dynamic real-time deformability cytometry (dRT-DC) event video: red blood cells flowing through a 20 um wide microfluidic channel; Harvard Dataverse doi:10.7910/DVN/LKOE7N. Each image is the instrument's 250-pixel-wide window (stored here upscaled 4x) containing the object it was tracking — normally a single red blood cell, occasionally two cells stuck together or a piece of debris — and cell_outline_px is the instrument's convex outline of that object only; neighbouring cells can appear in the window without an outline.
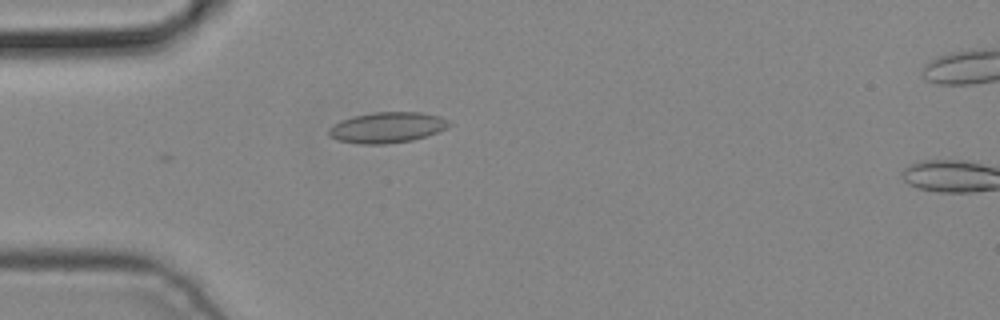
{"species": "common noctule bat (a hibernating species)", "species_latin": "Nyctalus noctula", "temperature_condition": "cold", "stored_images_in_passage": 4, "camera_frame_rate_fps": 3000, "um_per_image_px": 0.085, "animal": {"sex": "male", "body_mass_g": 19.2, "forearm_length_mm": 51.8}, "frame": {"image": 1, "passage_image": 3, "time_ms": 0.667, "image_size_px": [1000, 320], "cell_outline_px": [[452, 124], [448, 128], [412, 140], [384, 144], [360, 144], [340, 140], [328, 136], [328, 128], [332, 124], [340, 120], [352, 116], [372, 112], [420, 112], [440, 116], [448, 120]], "centroid_in_image_um": [32.88, 10.82], "position_along_channel_um": 52.1, "area_um2": 21.62}}